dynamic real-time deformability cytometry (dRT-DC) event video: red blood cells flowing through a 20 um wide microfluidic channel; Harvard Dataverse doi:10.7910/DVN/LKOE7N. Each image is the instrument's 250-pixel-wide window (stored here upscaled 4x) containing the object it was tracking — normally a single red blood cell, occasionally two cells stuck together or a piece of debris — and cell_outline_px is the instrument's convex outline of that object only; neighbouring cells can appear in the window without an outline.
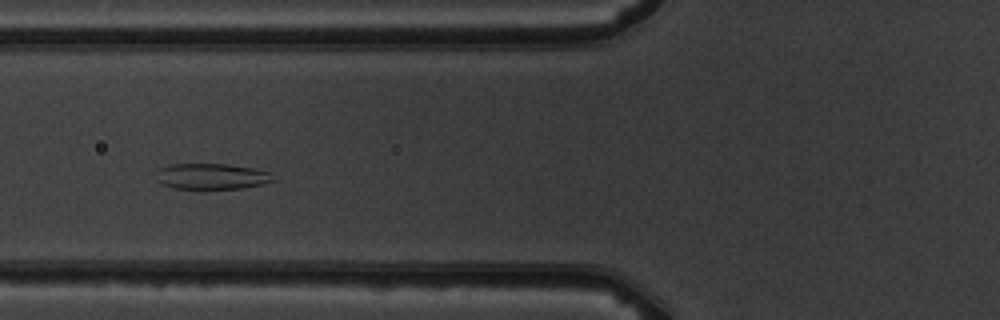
{"species": "common noctule bat (a hibernating species)", "species_latin": "Nyctalus noctula", "temperature_condition": "warm", "stored_images_in_passage": 9, "camera_frame_rate_fps": 3000, "um_per_image_px": 0.085, "animal": {"sex": "male", "body_mass_g": 19.5, "forearm_length_mm": 54.6}, "frame": {"image": 1, "passage_image": 6, "time_ms": 5.667, "image_size_px": [1000, 320], "cell_outline_px": [[276, 180], [260, 184], [240, 188], [176, 188], [160, 184], [156, 180], [152, 172], [168, 164], [228, 164], [252, 168], [272, 172]], "centroid_in_image_um": [17.93, 14.97], "position_along_channel_um": 107.9, "area_um2": 17.74}}
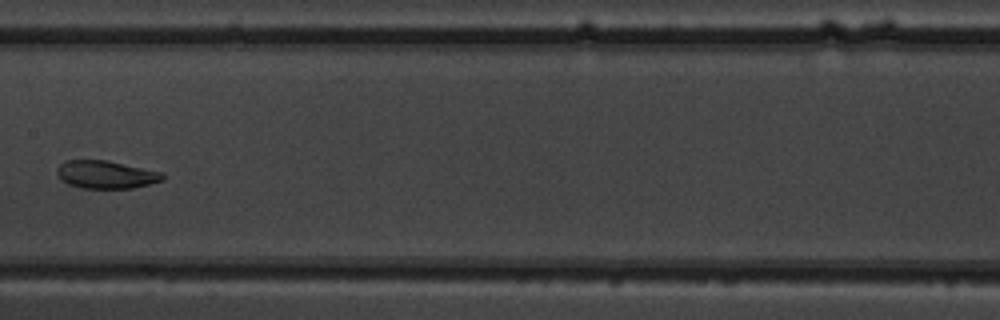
{"frame": {"image": 2, "passage_image": 8, "time_ms": 8.0, "image_size_px": [1000, 320], "cell_outline_px": [[164, 180], [132, 188], [80, 188], [68, 184], [60, 180], [56, 172], [56, 168], [64, 160], [108, 160], [164, 172]], "centroid_in_image_um": [8.99, 14.83], "position_along_channel_um": 198.4, "area_um2": 17.4}}
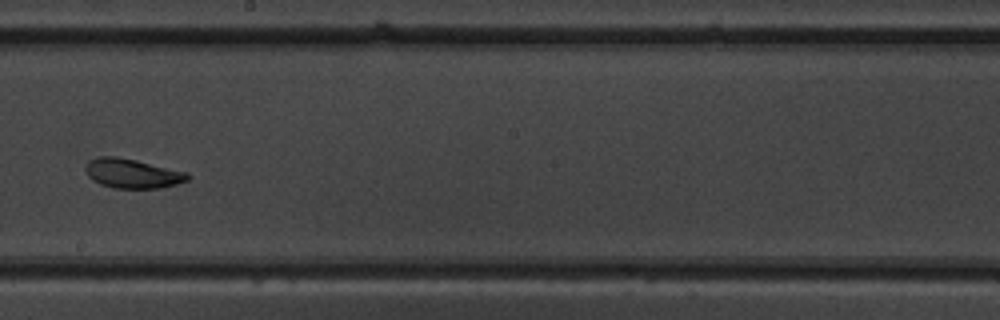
{"frame": {"image": 3, "passage_image": 9, "time_ms": 9.0, "image_size_px": [1000, 320], "cell_outline_px": [[192, 176], [188, 180], [176, 184], [160, 188], [112, 188], [100, 184], [92, 180], [88, 176], [84, 168], [88, 160], [96, 156], [116, 156], [136, 160], [188, 172]], "centroid_in_image_um": [11.23, 14.74], "position_along_channel_um": 237.0, "area_um2": 17.74}}